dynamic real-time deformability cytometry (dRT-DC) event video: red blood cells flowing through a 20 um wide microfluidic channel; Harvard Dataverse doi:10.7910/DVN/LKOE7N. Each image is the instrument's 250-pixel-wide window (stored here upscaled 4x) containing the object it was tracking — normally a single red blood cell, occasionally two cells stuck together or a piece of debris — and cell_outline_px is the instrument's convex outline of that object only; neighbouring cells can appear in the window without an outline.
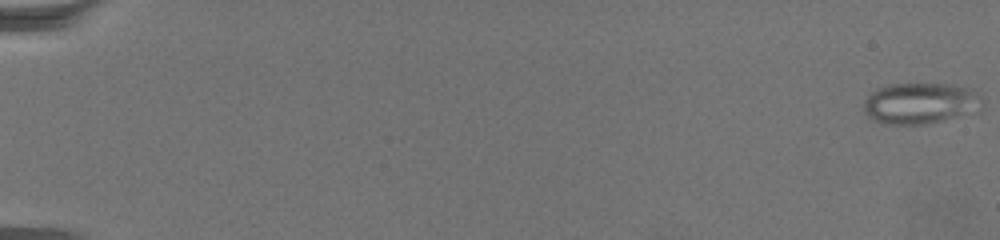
{"species": "common noctule bat (a hibernating species)", "species_latin": "Nyctalus noctula", "temperature_condition": "warm", "stored_images_in_passage": 67, "camera_frame_rate_fps": 3000, "um_per_image_px": 0.085, "animal": {"sex": "female", "body_mass_g": 19.5, "forearm_length_mm": 54.1}, "frame": {"image": 1, "passage_image": 1, "time_ms": 0.0, "image_size_px": [1000, 240], "cell_outline_px": [[984, 104], [980, 112], [924, 124], [884, 124], [868, 116], [864, 112], [864, 100], [876, 88], [892, 84], [948, 84], [972, 88], [980, 96]], "centroid_in_image_um": [78.29, 8.78], "position_along_channel_um": 6.7, "area_um2": 28.67}}
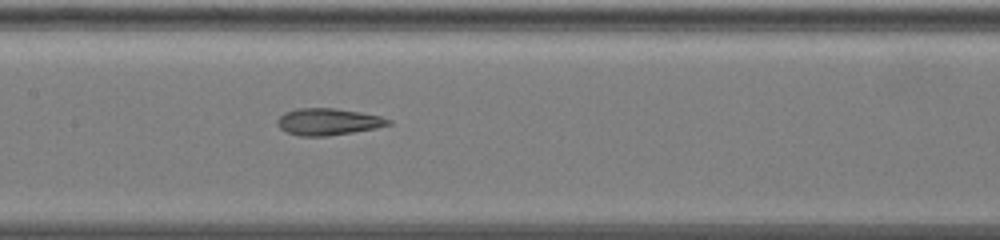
{"frame": {"image": 2, "passage_image": 38, "time_ms": 12.333, "image_size_px": [1000, 240], "cell_outline_px": [[392, 124], [376, 128], [328, 136], [300, 136], [288, 132], [280, 128], [276, 124], [276, 120], [284, 112], [296, 108], [336, 108], [360, 112], [380, 116], [392, 120]], "centroid_in_image_um": [27.88, 10.34], "position_along_channel_um": 179.5, "area_um2": 17.4}}
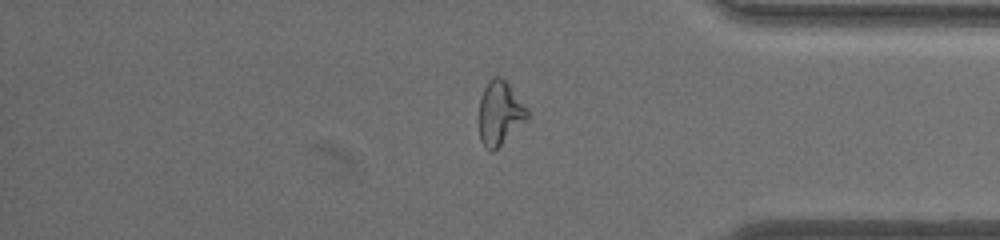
{"frame": {"image": 3, "passage_image": 60, "time_ms": 19.667, "image_size_px": [1000, 240], "cell_outline_px": [[528, 116], [492, 152], [484, 148], [480, 140], [480, 100], [484, 88], [488, 80], [492, 76], [500, 76], [508, 84], [528, 108]], "centroid_in_image_um": [42.45, 9.58], "position_along_channel_um": 392.7, "area_um2": 17.4}}